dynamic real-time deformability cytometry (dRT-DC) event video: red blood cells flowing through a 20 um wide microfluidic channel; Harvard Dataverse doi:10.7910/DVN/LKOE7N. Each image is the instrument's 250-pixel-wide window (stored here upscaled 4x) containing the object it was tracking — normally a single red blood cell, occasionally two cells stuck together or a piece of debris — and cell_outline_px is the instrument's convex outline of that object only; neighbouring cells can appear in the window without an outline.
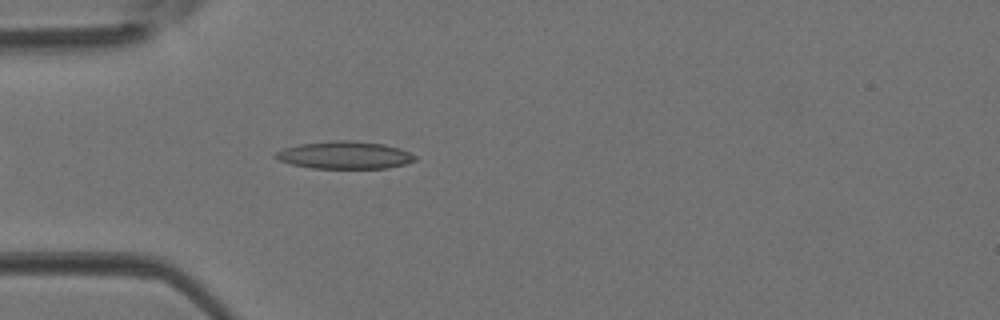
{"species": "Egyptian fruit bat (a non-hibernating species)", "species_latin": "Rousettus aegyptiacus", "temperature_condition": "room temperature", "stored_images_in_passage": 34, "camera_frame_rate_fps": 3000, "um_per_image_px": 0.085, "animal": {"sex": "female"}, "frame": {"image": 1, "passage_image": 4, "time_ms": 1.0, "image_size_px": [1000, 320], "cell_outline_px": [[416, 160], [404, 164], [388, 168], [312, 168], [292, 164], [280, 160], [272, 156], [276, 152], [284, 148], [300, 144], [336, 140], [352, 140], [384, 144], [400, 148], [416, 156]], "centroid_in_image_um": [29.31, 13.18], "position_along_channel_um": 55.7, "area_um2": 22.25}}
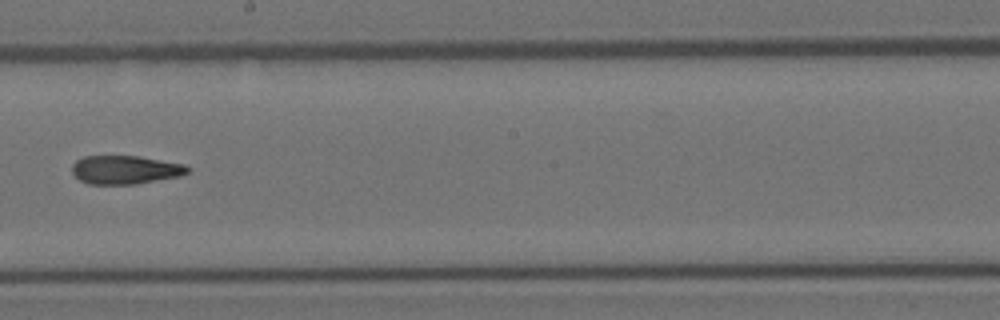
{"frame": {"image": 2, "passage_image": 16, "time_ms": 5.0, "image_size_px": [1000, 320], "cell_outline_px": [[192, 168], [188, 172], [180, 176], [136, 184], [88, 184], [80, 180], [72, 172], [72, 164], [76, 160], [84, 156], [140, 156], [184, 164]], "centroid_in_image_um": [10.66, 14.43], "position_along_channel_um": 237.5, "area_um2": 19.31}}
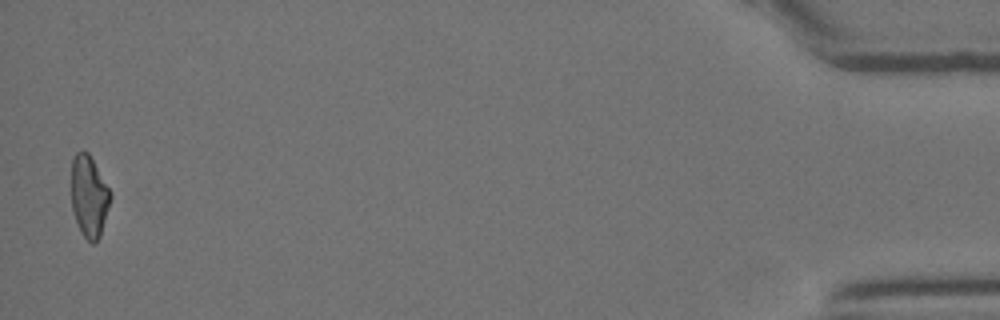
{"frame": {"image": 3, "passage_image": 34, "time_ms": 11.0, "image_size_px": [1000, 320], "cell_outline_px": [[112, 196], [100, 236], [92, 244], [80, 232], [72, 208], [72, 160], [76, 152], [84, 148], [88, 152], [112, 192]], "centroid_in_image_um": [7.58, 16.65], "position_along_channel_um": 427.6, "area_um2": 18.61}}